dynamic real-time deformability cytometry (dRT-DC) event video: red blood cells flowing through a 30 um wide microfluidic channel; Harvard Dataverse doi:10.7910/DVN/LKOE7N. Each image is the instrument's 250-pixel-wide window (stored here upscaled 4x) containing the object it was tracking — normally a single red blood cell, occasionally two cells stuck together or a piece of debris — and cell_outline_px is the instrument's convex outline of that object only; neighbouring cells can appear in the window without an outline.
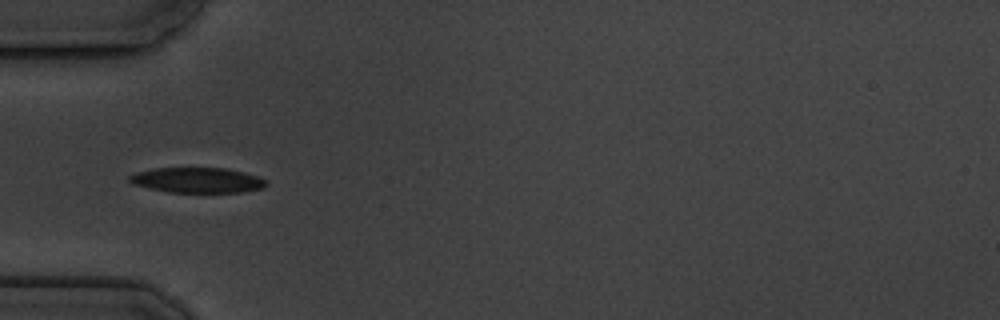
{"species": "common noctule bat (a hibernating species)", "species_latin": "Nyctalus noctula", "temperature_condition": "cold", "stored_images_in_passage": 9, "camera_frame_rate_fps": 3000, "um_per_image_px": 0.085, "animal": {"sex": "male", "body_mass_g": 19.5, "forearm_length_mm": 54.6}, "frame": {"image": 1, "passage_image": 6, "time_ms": 6.0, "image_size_px": [1000, 320], "cell_outline_px": [[268, 184], [264, 188], [240, 192], [168, 192], [132, 184], [128, 180], [128, 176], [136, 172], [152, 168], [224, 168], [244, 172], [268, 180]], "centroid_in_image_um": [16.77, 15.31], "position_along_channel_um": 68.2, "area_um2": 20.17}}
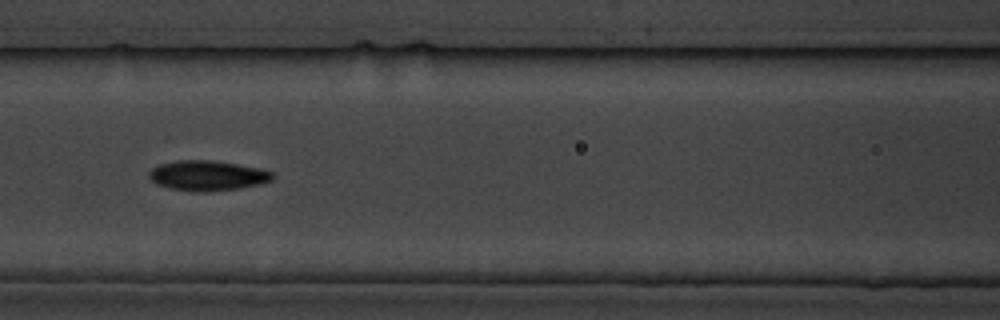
{"frame": {"image": 2, "passage_image": 8, "time_ms": 8.333, "image_size_px": [1000, 320], "cell_outline_px": [[272, 180], [260, 184], [240, 188], [204, 192], [192, 192], [168, 188], [156, 184], [148, 176], [148, 172], [152, 168], [160, 164], [176, 160], [212, 160], [260, 168], [272, 172]], "centroid_in_image_um": [17.59, 14.93], "position_along_channel_um": 149.0, "area_um2": 21.73}}